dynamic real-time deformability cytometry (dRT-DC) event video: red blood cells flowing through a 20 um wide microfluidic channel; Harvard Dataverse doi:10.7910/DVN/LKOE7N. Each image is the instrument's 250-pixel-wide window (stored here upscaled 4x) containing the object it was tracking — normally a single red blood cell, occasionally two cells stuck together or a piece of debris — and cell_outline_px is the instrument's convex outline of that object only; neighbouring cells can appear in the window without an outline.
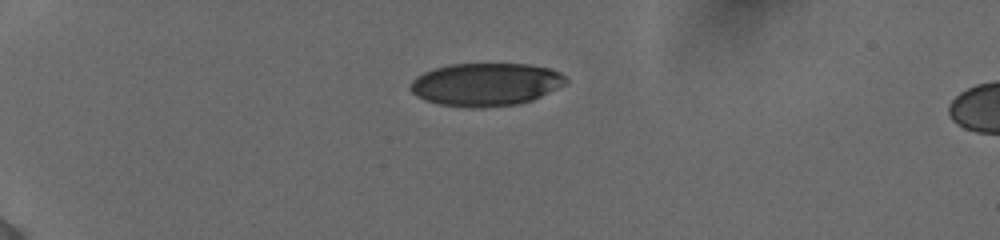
{"species": "human", "species_latin": "Homo sapiens", "temperature_condition": "cold", "stored_images_in_passage": 3, "camera_frame_rate_fps": 3000, "um_per_image_px": 0.085, "donor": {"sex": "female"}, "frame": {"image": 1, "passage_image": 1, "time_ms": 0.0, "image_size_px": [1000, 240], "cell_outline_px": [[568, 80], [564, 84], [532, 100], [520, 104], [480, 108], [468, 108], [440, 104], [424, 100], [416, 96], [408, 88], [412, 80], [416, 76], [424, 72], [436, 68], [452, 64], [528, 64], [548, 68], [560, 72]], "centroid_in_image_um": [41.25, 7.18], "position_along_channel_um": 43.7, "area_um2": 38.9}}
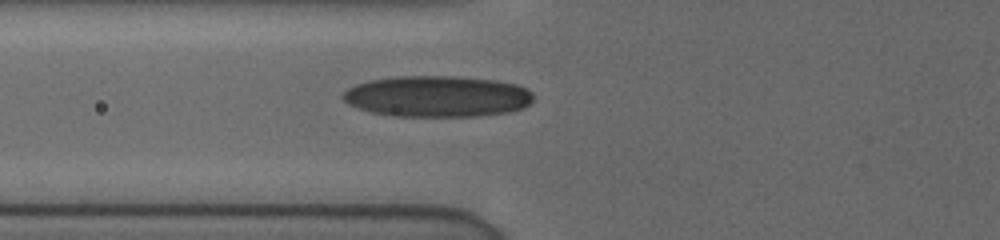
{"frame": {"image": 2, "passage_image": 3, "time_ms": 2.667, "image_size_px": [1000, 240], "cell_outline_px": [[532, 100], [524, 108], [508, 112], [480, 116], [392, 116], [372, 112], [348, 104], [340, 96], [348, 88], [356, 84], [368, 80], [396, 76], [456, 76], [496, 80], [516, 84], [532, 92]], "centroid_in_image_um": [37.15, 8.19], "position_along_channel_um": 88.6, "area_um2": 45.84}}